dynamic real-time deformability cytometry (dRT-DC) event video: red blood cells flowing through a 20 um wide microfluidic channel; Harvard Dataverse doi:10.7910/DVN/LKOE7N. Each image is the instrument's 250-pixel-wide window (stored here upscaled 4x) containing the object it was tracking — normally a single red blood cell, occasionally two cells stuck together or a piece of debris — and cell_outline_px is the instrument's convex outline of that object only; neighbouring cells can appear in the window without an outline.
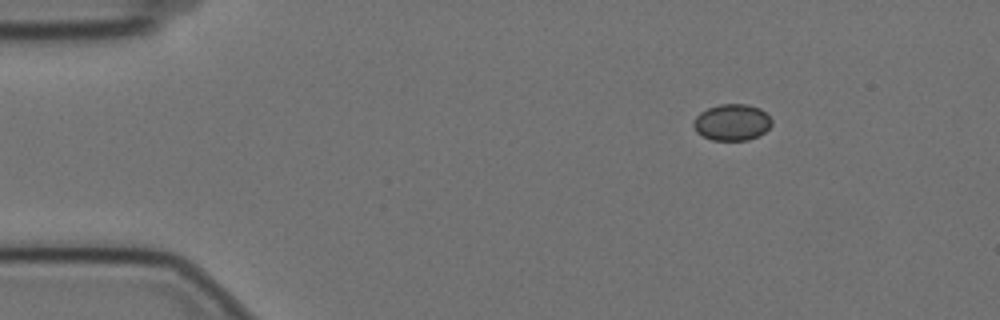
{"species": "Egyptian fruit bat (a non-hibernating species)", "species_latin": "Rousettus aegyptiacus", "temperature_condition": "cold", "stored_images_in_passage": 51, "camera_frame_rate_fps": 3000, "um_per_image_px": 0.085, "animal": {"sex": "female"}, "frame": {"image": 1, "passage_image": 1, "time_ms": 0.0, "image_size_px": [1000, 320], "cell_outline_px": [[772, 124], [764, 132], [748, 140], [712, 140], [696, 132], [692, 124], [692, 120], [700, 112], [708, 108], [720, 104], [748, 104], [760, 108], [772, 120]], "centroid_in_image_um": [62.19, 10.39], "position_along_channel_um": 22.8, "area_um2": 16.59}}
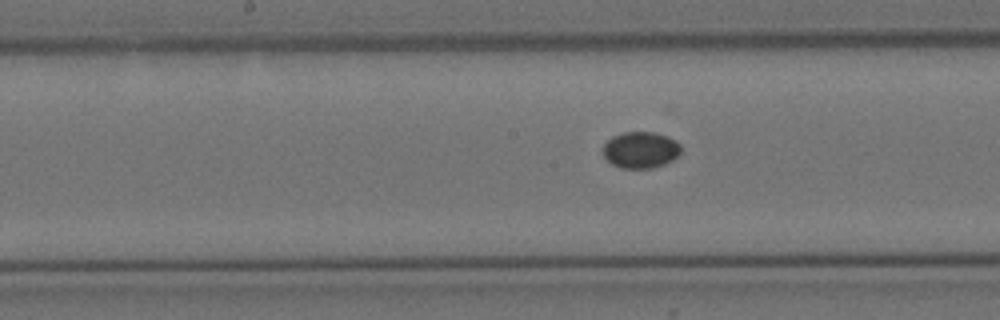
{"frame": {"image": 2, "passage_image": 22, "time_ms": 7.0, "image_size_px": [1000, 320], "cell_outline_px": [[680, 152], [672, 160], [664, 164], [652, 168], [620, 168], [612, 164], [604, 156], [604, 144], [612, 136], [624, 132], [656, 132], [668, 136], [676, 140], [680, 144]], "centroid_in_image_um": [54.46, 12.73], "position_along_channel_um": 193.7, "area_um2": 16.53}}
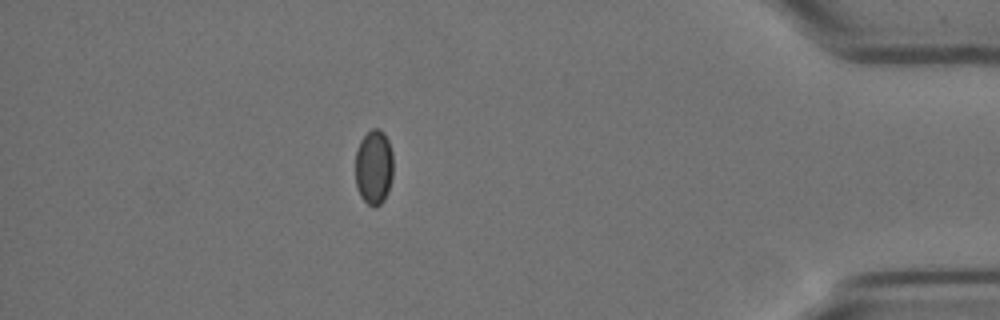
{"frame": {"image": 3, "passage_image": 44, "time_ms": 14.333, "image_size_px": [1000, 320], "cell_outline_px": [[392, 176], [388, 192], [384, 200], [380, 204], [372, 208], [360, 196], [356, 184], [356, 152], [360, 140], [372, 128], [380, 128], [384, 132], [388, 140], [392, 152]], "centroid_in_image_um": [31.78, 14.2], "position_along_channel_um": 403.4, "area_um2": 16.59}}